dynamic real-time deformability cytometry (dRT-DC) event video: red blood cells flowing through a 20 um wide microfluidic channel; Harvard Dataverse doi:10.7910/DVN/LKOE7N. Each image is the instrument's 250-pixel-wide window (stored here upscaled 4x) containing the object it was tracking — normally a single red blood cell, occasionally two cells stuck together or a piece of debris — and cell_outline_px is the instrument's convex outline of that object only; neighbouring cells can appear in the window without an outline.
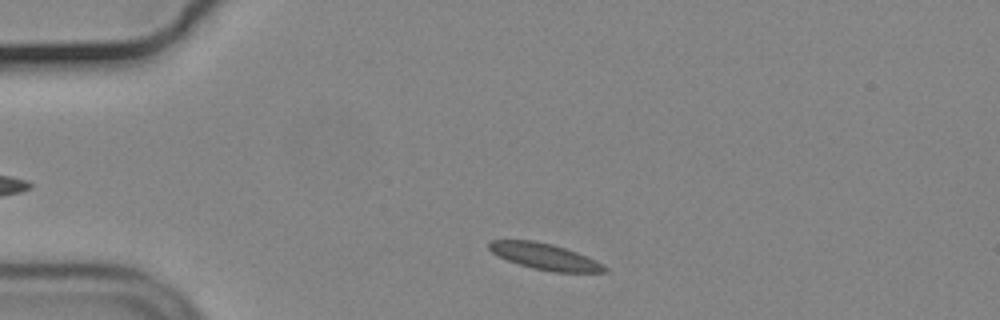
{"species": "common noctule bat (a hibernating species)", "species_latin": "Nyctalus noctula", "temperature_condition": "cold", "stored_images_in_passage": 35, "camera_frame_rate_fps": 3000, "um_per_image_px": 0.085, "animal": {"sex": "male", "body_mass_g": 19.2, "forearm_length_mm": 51.8}, "frame": {"image": 1, "passage_image": 4, "time_ms": 1.0, "image_size_px": [1000, 320], "cell_outline_px": [[608, 272], [556, 272], [532, 268], [508, 260], [492, 252], [488, 248], [488, 244], [492, 240], [532, 240], [552, 244], [588, 256], [596, 260], [608, 268]], "centroid_in_image_um": [46.34, 21.8], "position_along_channel_um": 38.7, "area_um2": 17.46}}
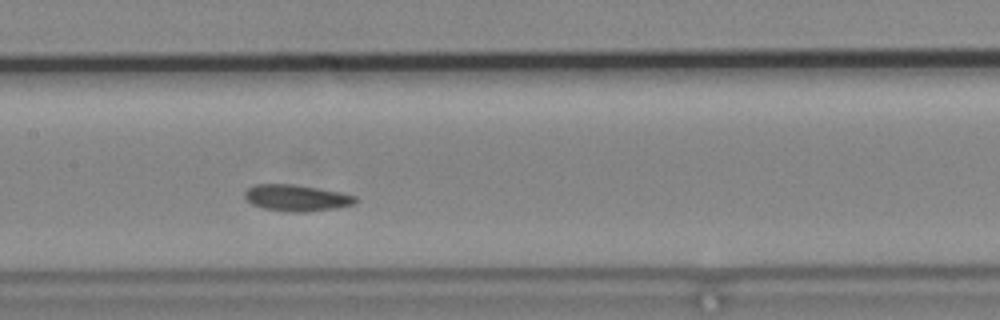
{"frame": {"image": 2, "passage_image": 19, "time_ms": 6.0, "image_size_px": [1000, 320], "cell_outline_px": [[356, 204], [336, 208], [304, 212], [288, 212], [264, 208], [252, 204], [244, 196], [244, 192], [252, 184], [292, 184], [340, 192], [356, 196]], "centroid_in_image_um": [25.19, 16.82], "position_along_channel_um": 182.2, "area_um2": 16.99}}
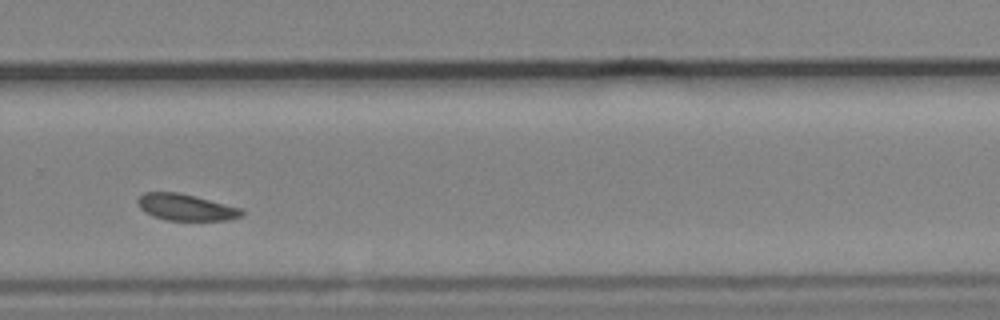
{"frame": {"image": 3, "passage_image": 30, "time_ms": 9.667, "image_size_px": [1000, 320], "cell_outline_px": [[244, 216], [228, 220], [168, 220], [152, 216], [144, 212], [140, 208], [140, 196], [144, 192], [176, 192], [244, 208]], "centroid_in_image_um": [15.87, 17.63], "position_along_channel_um": 313.9, "area_um2": 15.95}, "authors_computed_cell_mechanics": {"area_um2": 17.1088, "velocity_mm_per_s": 3.6023, "shape_relaxation_time_tau1_ms": 4.346, "shape_relaxation_time_tau2_ms": null, "deformation_change_tau1": 0.0757, "deformation_change_tau2": null}}